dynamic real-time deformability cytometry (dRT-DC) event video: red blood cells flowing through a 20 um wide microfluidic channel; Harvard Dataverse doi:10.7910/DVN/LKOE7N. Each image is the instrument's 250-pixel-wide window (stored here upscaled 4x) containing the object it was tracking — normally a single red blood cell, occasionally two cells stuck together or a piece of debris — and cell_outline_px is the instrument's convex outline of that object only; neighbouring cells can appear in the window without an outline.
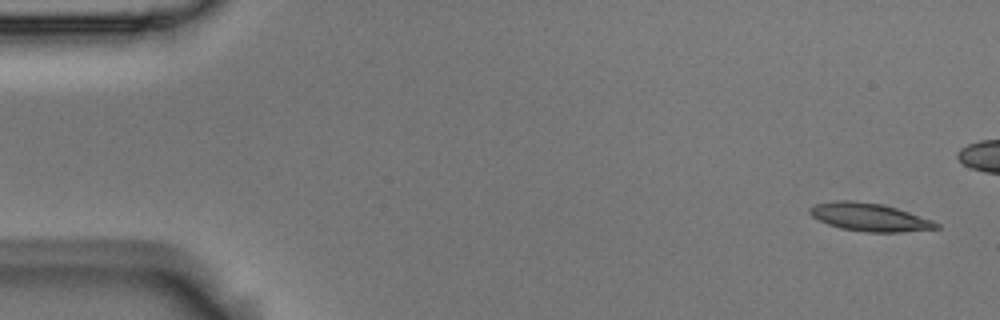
{"species": "Egyptian fruit bat (a non-hibernating species)", "species_latin": "Rousettus aegyptiacus", "temperature_condition": "room temperature", "stored_images_in_passage": 12, "camera_frame_rate_fps": 3000, "um_per_image_px": 0.085, "animal": {"sex": "male"}, "frame": {"image": 1, "passage_image": 1, "time_ms": 0.0, "image_size_px": [1000, 320], "cell_outline_px": [[940, 228], [900, 232], [864, 232], [840, 228], [828, 224], [812, 216], [808, 212], [808, 208], [816, 204], [836, 200], [852, 200], [880, 204], [896, 208], [932, 220], [940, 224]], "centroid_in_image_um": [73.89, 18.46], "position_along_channel_um": 11.1, "area_um2": 20.52}}
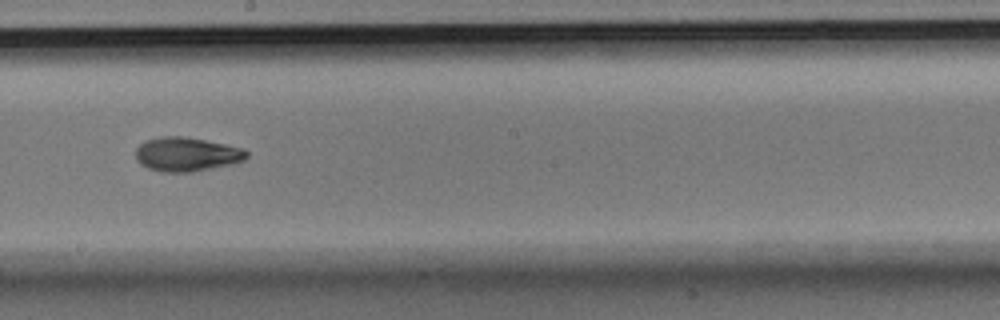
{"frame": {"image": 2, "passage_image": 10, "time_ms": 3.0, "image_size_px": [1000, 320], "cell_outline_px": [[248, 156], [244, 160], [232, 164], [192, 172], [160, 172], [148, 168], [140, 164], [136, 160], [136, 148], [144, 140], [160, 136], [184, 136], [244, 148], [248, 152]], "centroid_in_image_um": [15.84, 13.11], "position_along_channel_um": 232.4, "area_um2": 22.2}}
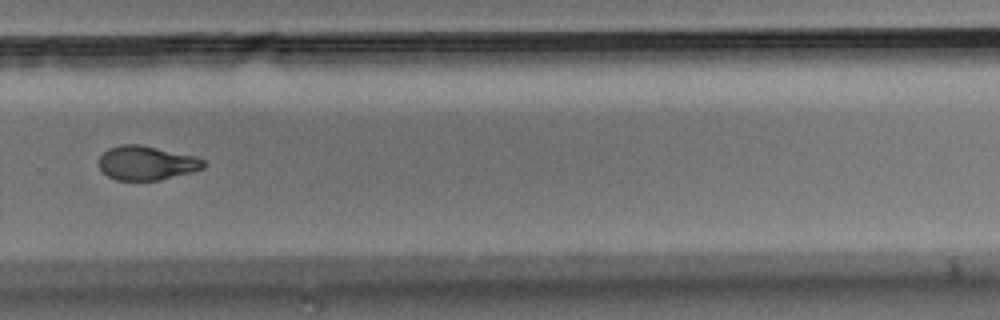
{"frame": {"image": 3, "passage_image": 12, "time_ms": 3.667, "image_size_px": [1000, 320], "cell_outline_px": [[204, 168], [192, 172], [160, 180], [116, 180], [108, 176], [100, 168], [100, 156], [108, 148], [120, 144], [136, 144], [196, 156], [204, 160]], "centroid_in_image_um": [12.46, 13.86], "position_along_channel_um": 317.3, "area_um2": 20.63}}